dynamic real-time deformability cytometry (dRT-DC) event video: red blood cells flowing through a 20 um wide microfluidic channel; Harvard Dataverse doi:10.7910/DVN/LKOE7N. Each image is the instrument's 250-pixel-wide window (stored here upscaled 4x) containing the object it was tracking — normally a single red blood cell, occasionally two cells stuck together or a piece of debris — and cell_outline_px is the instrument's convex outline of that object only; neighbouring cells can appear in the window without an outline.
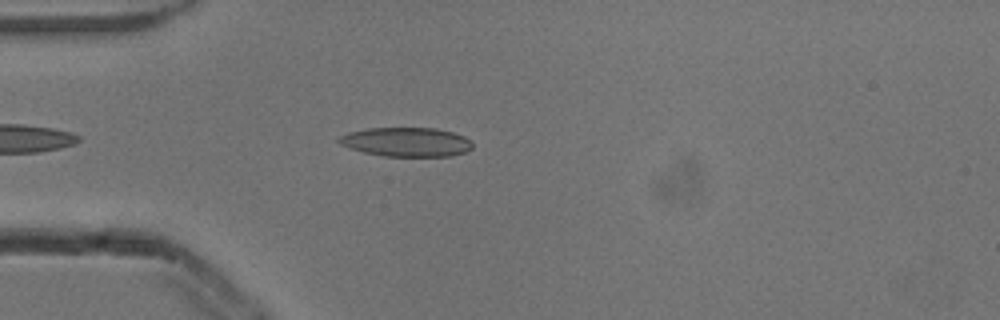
{"species": "common noctule bat (a hibernating species)", "species_latin": "Nyctalus noctula", "temperature_condition": "cold", "stored_images_in_passage": 18, "camera_frame_rate_fps": 3000, "um_per_image_px": 0.085, "animal": {"sex": "male", "body_mass_g": 13.3}, "frame": {"image": 1, "passage_image": 5, "time_ms": 1.333, "image_size_px": [1000, 320], "cell_outline_px": [[472, 148], [464, 152], [452, 156], [384, 156], [364, 152], [340, 144], [336, 140], [340, 136], [348, 132], [368, 128], [436, 128], [452, 132], [464, 136], [472, 140]], "centroid_in_image_um": [34.56, 12.06], "position_along_channel_um": 50.4, "area_um2": 22.66}}
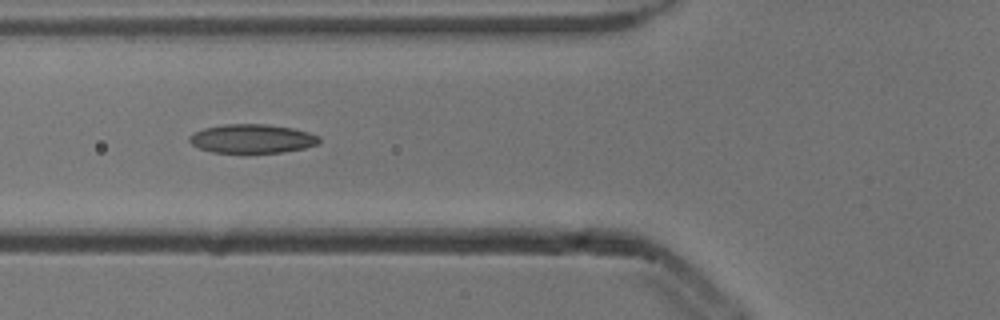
{"frame": {"image": 2, "passage_image": 10, "time_ms": 3.0, "image_size_px": [1000, 320], "cell_outline_px": [[320, 140], [316, 144], [304, 148], [280, 152], [212, 152], [200, 148], [192, 144], [188, 140], [188, 136], [204, 128], [224, 124], [264, 124], [292, 128], [308, 132], [320, 136]], "centroid_in_image_um": [21.42, 11.78], "position_along_channel_um": 104.4, "area_um2": 21.56}}
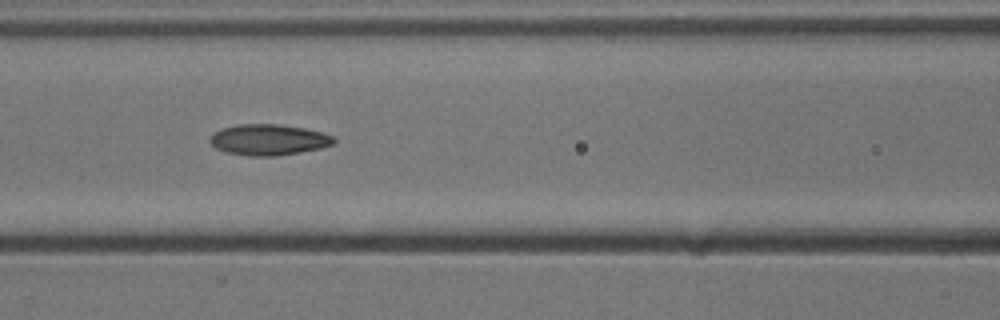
{"frame": {"image": 3, "passage_image": 13, "time_ms": 4.0, "image_size_px": [1000, 320], "cell_outline_px": [[336, 140], [332, 144], [320, 148], [300, 152], [276, 156], [248, 156], [228, 152], [216, 148], [208, 140], [216, 132], [224, 128], [236, 124], [280, 124], [304, 128], [320, 132], [332, 136]], "centroid_in_image_um": [22.83, 11.88], "position_along_channel_um": 143.8, "area_um2": 22.08}}